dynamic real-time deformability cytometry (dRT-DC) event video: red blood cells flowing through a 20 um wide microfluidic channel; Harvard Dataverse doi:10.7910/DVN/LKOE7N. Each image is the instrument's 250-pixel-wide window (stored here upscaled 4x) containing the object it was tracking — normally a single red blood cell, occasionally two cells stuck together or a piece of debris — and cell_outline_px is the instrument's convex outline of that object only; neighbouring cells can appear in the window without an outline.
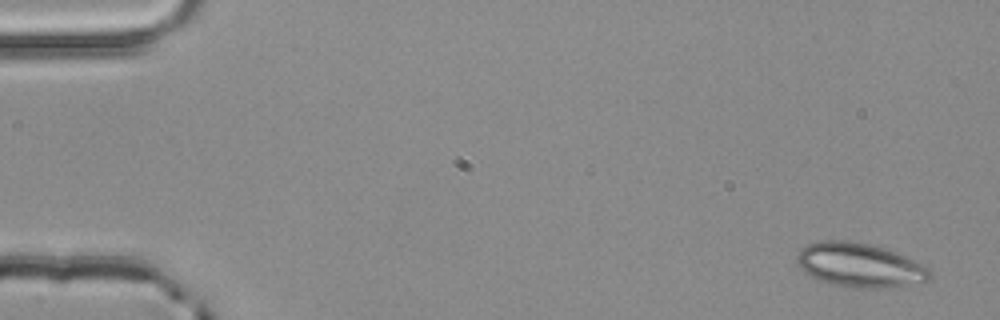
{"species": "common noctule bat (a hibernating species)", "species_latin": "Nyctalus noctula", "temperature_condition": "room temperature", "stored_images_in_passage": 4, "camera_frame_rate_fps": 3000, "um_per_image_px": 0.085, "animal": {"sex": "male", "body_mass_g": 20.4}, "frame": {"image": 1, "passage_image": 1, "time_ms": 0.0, "image_size_px": [1000, 320], "cell_outline_px": [[928, 280], [908, 288], [848, 288], [832, 284], [820, 280], [804, 272], [796, 264], [796, 256], [808, 244], [820, 240], [848, 240], [868, 244], [884, 248], [896, 252], [928, 268]], "centroid_in_image_um": [73.07, 22.56], "position_along_channel_um": 11.9, "area_um2": 34.39}}